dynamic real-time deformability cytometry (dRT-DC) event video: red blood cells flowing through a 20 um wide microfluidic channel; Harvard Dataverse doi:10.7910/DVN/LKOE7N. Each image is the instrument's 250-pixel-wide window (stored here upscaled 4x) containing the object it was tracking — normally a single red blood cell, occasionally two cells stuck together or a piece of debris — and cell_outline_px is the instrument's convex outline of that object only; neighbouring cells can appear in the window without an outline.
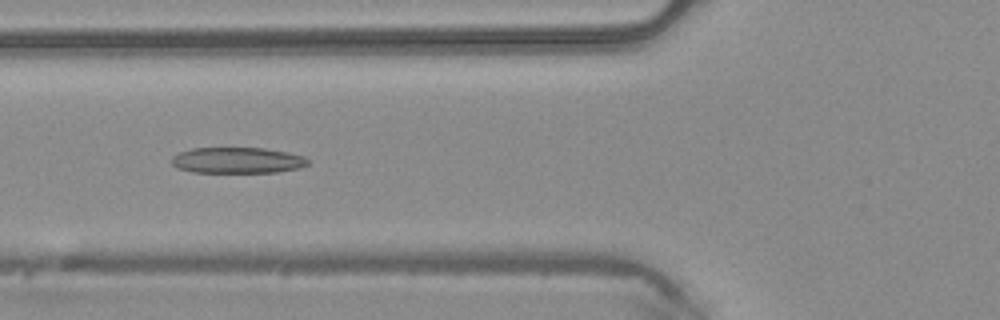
{"species": "common noctule bat (a hibernating species)", "species_latin": "Nyctalus noctula", "temperature_condition": "warm", "stored_images_in_passage": 49, "camera_frame_rate_fps": 3000, "um_per_image_px": 0.085, "animal": {"sex": "male", "body_mass_g": 20.4}, "frame": {"image": 1, "passage_image": 18, "time_ms": 5.667, "image_size_px": [1000, 320], "cell_outline_px": [[308, 164], [300, 168], [276, 172], [192, 172], [176, 168], [172, 164], [172, 156], [180, 152], [192, 148], [264, 148], [288, 152], [304, 156], [308, 160]], "centroid_in_image_um": [20.17, 13.62], "position_along_channel_um": 105.6, "area_um2": 20.63}}
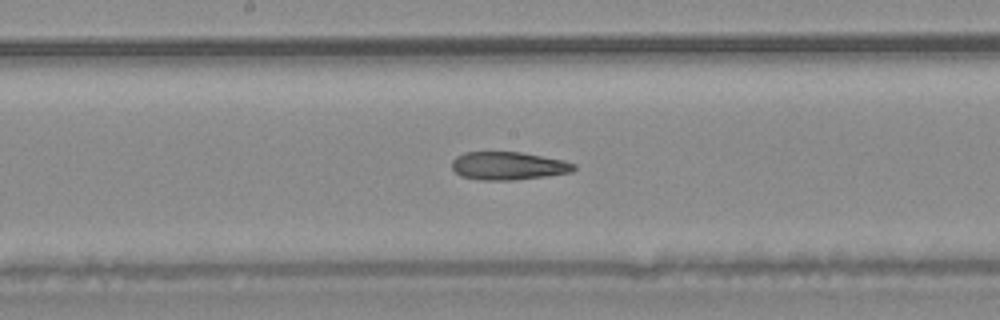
{"frame": {"image": 2, "passage_image": 25, "time_ms": 8.0, "image_size_px": [1000, 320], "cell_outline_px": [[576, 168], [572, 172], [548, 176], [512, 180], [480, 180], [460, 176], [452, 168], [452, 160], [456, 156], [464, 152], [520, 152], [564, 160], [576, 164]], "centroid_in_image_um": [43.21, 14.1], "position_along_channel_um": 205.0, "area_um2": 20.06}}
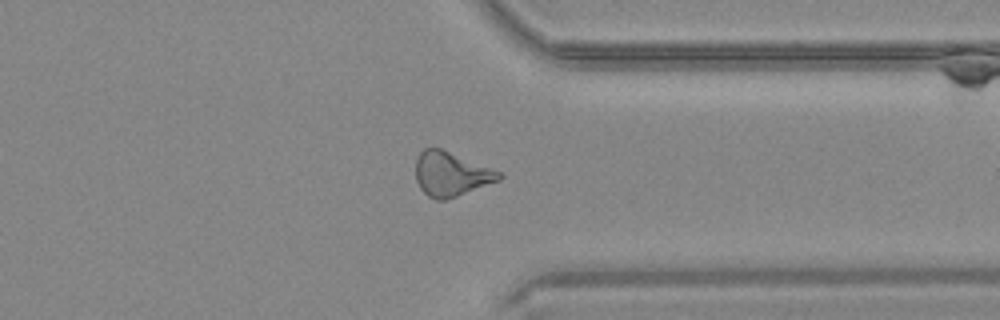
{"frame": {"image": 3, "passage_image": 37, "time_ms": 12.0, "image_size_px": [1000, 320], "cell_outline_px": [[504, 176], [500, 180], [456, 196], [444, 200], [436, 200], [428, 196], [420, 188], [416, 180], [416, 160], [420, 152], [424, 148], [440, 148], [504, 172]], "centroid_in_image_um": [38.36, 14.78], "position_along_channel_um": 373.0, "area_um2": 21.56}, "authors_computed_cell_mechanics": {"area_um2": 21.5594, "velocity_mm_per_s": 4.2543, "shape_relaxation_time_tau1_ms": null, "shape_relaxation_time_tau2_ms": 6.6276, "deformation_change_tau1": null, "deformation_change_tau2": 0.1701}}